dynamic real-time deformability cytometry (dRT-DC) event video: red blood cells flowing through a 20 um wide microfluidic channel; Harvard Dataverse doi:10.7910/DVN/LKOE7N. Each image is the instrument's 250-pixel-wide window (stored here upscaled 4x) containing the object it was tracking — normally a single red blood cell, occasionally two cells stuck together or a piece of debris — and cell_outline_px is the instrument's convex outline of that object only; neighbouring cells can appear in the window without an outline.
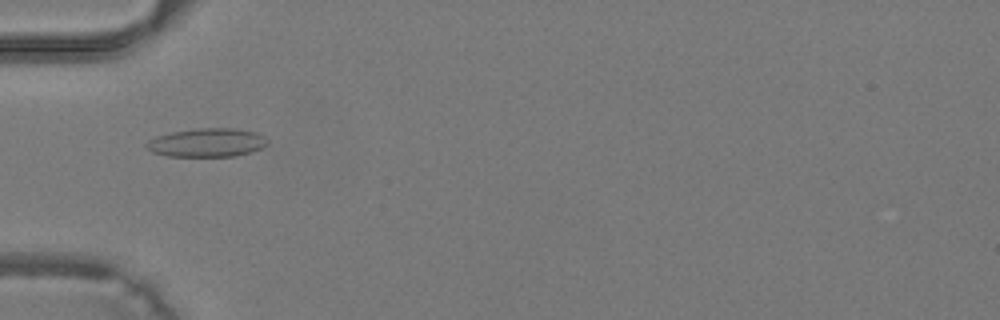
{"species": "common noctule bat (a hibernating species)", "species_latin": "Nyctalus noctula", "temperature_condition": "warm", "stored_images_in_passage": 42, "camera_frame_rate_fps": 3000, "um_per_image_px": 0.085, "animal": {"sex": "male", "body_mass_g": 19.2, "forearm_length_mm": 51.8}, "frame": {"image": 1, "passage_image": 15, "time_ms": 4.667, "image_size_px": [1000, 320], "cell_outline_px": [[268, 144], [252, 152], [236, 156], [168, 156], [152, 152], [144, 144], [148, 140], [156, 136], [172, 132], [196, 128], [236, 128], [256, 132], [264, 136], [268, 140]], "centroid_in_image_um": [17.61, 12.11], "position_along_channel_um": 67.4, "area_um2": 20.29}}
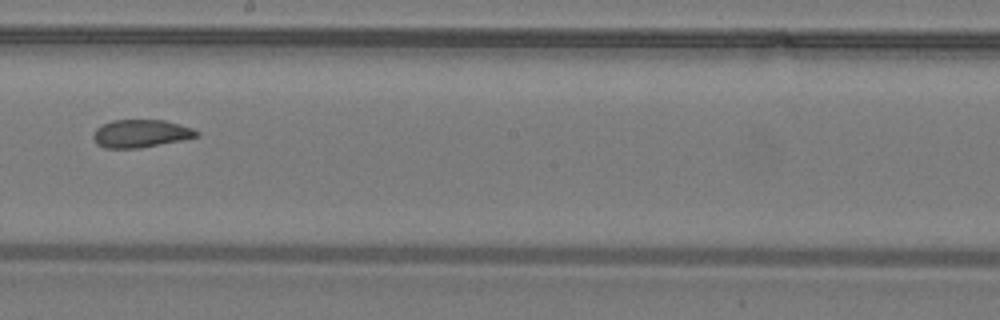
{"frame": {"image": 2, "passage_image": 25, "time_ms": 8.0, "image_size_px": [1000, 320], "cell_outline_px": [[200, 136], [140, 148], [104, 148], [96, 144], [92, 136], [96, 128], [112, 120], [164, 120], [180, 124], [192, 128], [200, 132]], "centroid_in_image_um": [11.96, 11.35], "position_along_channel_um": 236.2, "area_um2": 16.76}}
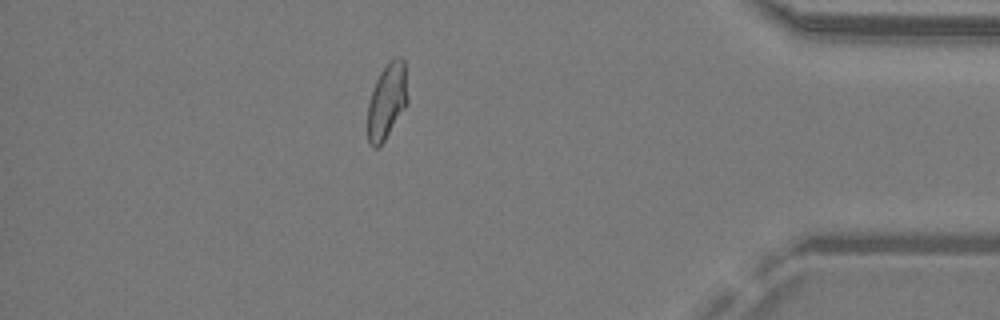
{"frame": {"image": 3, "passage_image": 37, "time_ms": 12.0, "image_size_px": [1000, 320], "cell_outline_px": [[408, 104], [380, 148], [372, 148], [368, 144], [368, 104], [376, 80], [380, 72], [396, 56], [400, 56], [404, 60], [408, 100]], "centroid_in_image_um": [32.9, 8.66], "position_along_channel_um": 402.3, "area_um2": 17.74}}